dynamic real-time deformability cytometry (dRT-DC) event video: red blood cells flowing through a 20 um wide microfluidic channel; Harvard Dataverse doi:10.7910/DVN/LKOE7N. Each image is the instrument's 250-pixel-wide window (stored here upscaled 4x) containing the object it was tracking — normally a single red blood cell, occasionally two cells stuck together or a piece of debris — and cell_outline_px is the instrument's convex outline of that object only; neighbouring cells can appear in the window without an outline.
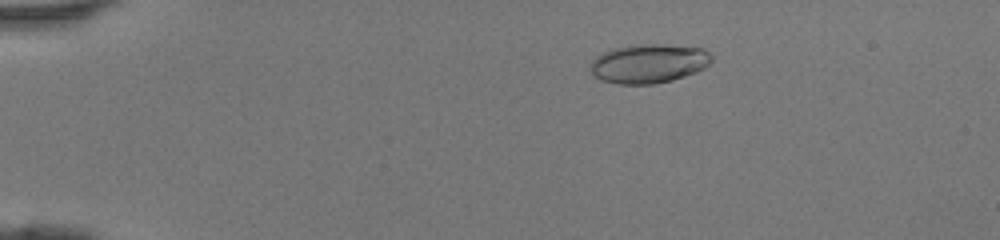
{"species": "human", "species_latin": "Homo sapiens", "temperature_condition": "room temperature", "stored_images_in_passage": 47, "camera_frame_rate_fps": 3000, "um_per_image_px": 0.085, "donor": {"sex": "female"}, "frame": {"image": 1, "passage_image": 10, "time_ms": 3.0, "image_size_px": [1000, 240], "cell_outline_px": [[712, 60], [704, 68], [696, 72], [672, 80], [652, 84], [616, 84], [600, 80], [592, 72], [588, 64], [596, 56], [612, 48], [628, 44], [664, 44], [704, 48], [712, 56]], "centroid_in_image_um": [55.12, 5.38], "position_along_channel_um": 29.9, "area_um2": 27.92}}
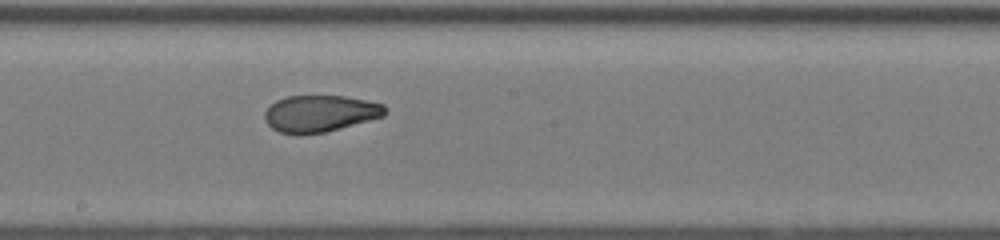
{"frame": {"image": 2, "passage_image": 28, "time_ms": 9.0, "image_size_px": [1000, 240], "cell_outline_px": [[384, 116], [340, 128], [324, 132], [280, 132], [272, 128], [264, 120], [264, 112], [276, 100], [288, 96], [344, 96], [384, 104]], "centroid_in_image_um": [27.19, 9.62], "position_along_channel_um": 221.0, "area_um2": 25.03}}
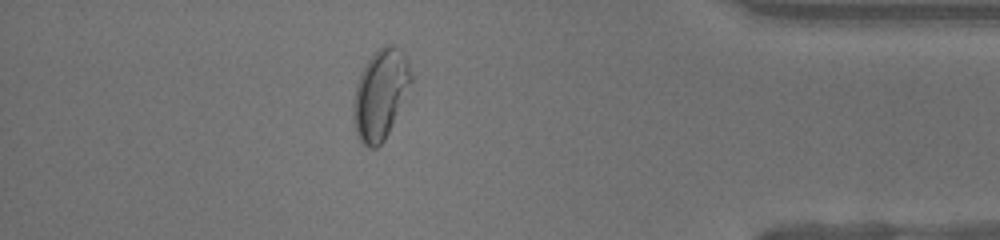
{"frame": {"image": 3, "passage_image": 42, "time_ms": 13.667, "image_size_px": [1000, 240], "cell_outline_px": [[412, 80], [392, 124], [384, 140], [376, 148], [368, 148], [356, 136], [352, 116], [352, 104], [356, 84], [360, 72], [364, 64], [384, 44], [392, 44], [400, 48], [404, 52], [408, 60], [412, 76]], "centroid_in_image_um": [32.3, 7.99], "position_along_channel_um": 402.9, "area_um2": 30.23}}